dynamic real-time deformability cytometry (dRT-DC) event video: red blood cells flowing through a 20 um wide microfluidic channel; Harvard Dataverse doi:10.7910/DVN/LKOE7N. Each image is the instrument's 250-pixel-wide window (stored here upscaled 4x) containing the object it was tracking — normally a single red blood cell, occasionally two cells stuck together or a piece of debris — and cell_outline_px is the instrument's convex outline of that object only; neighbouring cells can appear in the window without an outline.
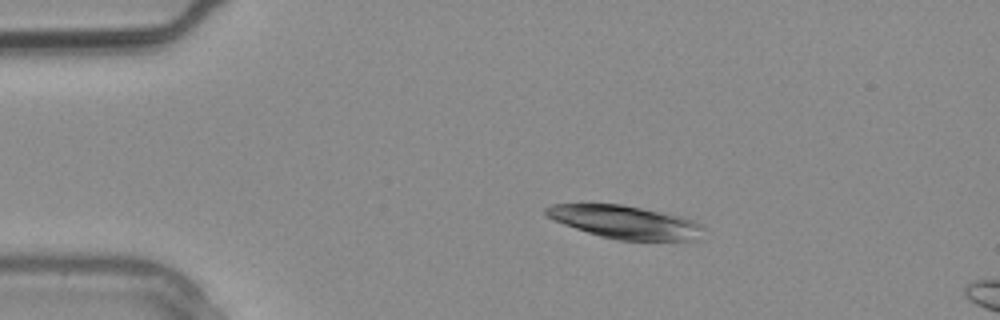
{"species": "common noctule bat (a hibernating species)", "species_latin": "Nyctalus noctula", "temperature_condition": "warm", "stored_images_in_passage": 2, "camera_frame_rate_fps": 3000, "um_per_image_px": 0.085, "animal": {"sex": "male", "body_mass_g": 20.4}, "frame": {"image": 1, "passage_image": 1, "time_ms": 0.0, "image_size_px": [1000, 320], "cell_outline_px": [[704, 228], [696, 240], [616, 240], [600, 236], [564, 224], [548, 216], [544, 212], [544, 208], [552, 204], [624, 204], [684, 216], [700, 224]], "centroid_in_image_um": [53.16, 18.86], "position_along_channel_um": 31.8, "area_um2": 30.17}}